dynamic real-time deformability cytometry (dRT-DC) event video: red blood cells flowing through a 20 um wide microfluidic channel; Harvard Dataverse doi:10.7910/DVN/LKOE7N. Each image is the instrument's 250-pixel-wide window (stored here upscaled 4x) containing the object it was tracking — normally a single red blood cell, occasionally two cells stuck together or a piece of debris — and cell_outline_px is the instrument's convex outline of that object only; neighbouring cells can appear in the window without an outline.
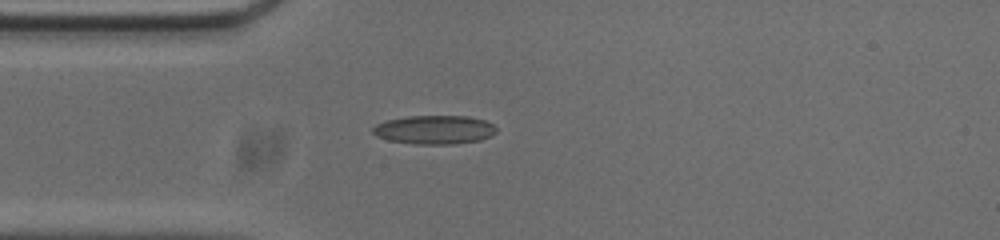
{"species": "common noctule bat (a hibernating species)", "species_latin": "Nyctalus noctula", "temperature_condition": "cold", "stored_images_in_passage": 41, "camera_frame_rate_fps": 3000, "um_per_image_px": 0.085, "animal": {"sex": "male", "body_mass_g": 20.0, "forearm_length_mm": 53.3}, "frame": {"image": 1, "passage_image": 1, "time_ms": 0.0, "image_size_px": [1000, 240], "cell_outline_px": [[496, 132], [492, 136], [480, 140], [456, 144], [416, 144], [388, 140], [376, 136], [372, 132], [372, 128], [376, 124], [388, 120], [408, 116], [468, 116], [484, 120], [492, 124], [496, 128]], "centroid_in_image_um": [36.94, 11.03], "position_along_channel_um": 48.1, "area_um2": 20.75}}
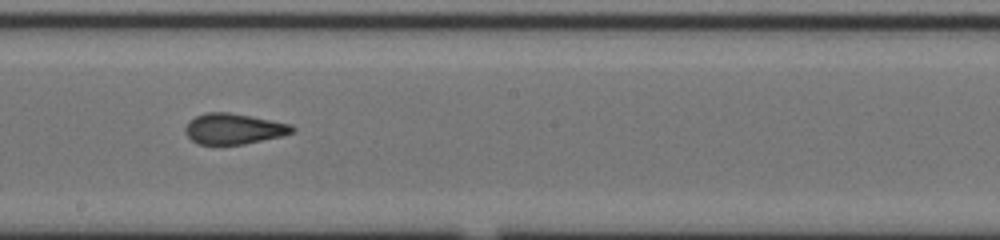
{"frame": {"image": 2, "passage_image": 16, "time_ms": 5.0, "image_size_px": [1000, 240], "cell_outline_px": [[296, 132], [280, 136], [244, 144], [200, 144], [192, 140], [184, 132], [184, 128], [188, 120], [196, 116], [208, 112], [228, 112], [272, 120], [292, 124], [296, 128]], "centroid_in_image_um": [19.87, 10.94], "position_along_channel_um": 228.3, "area_um2": 19.13}}
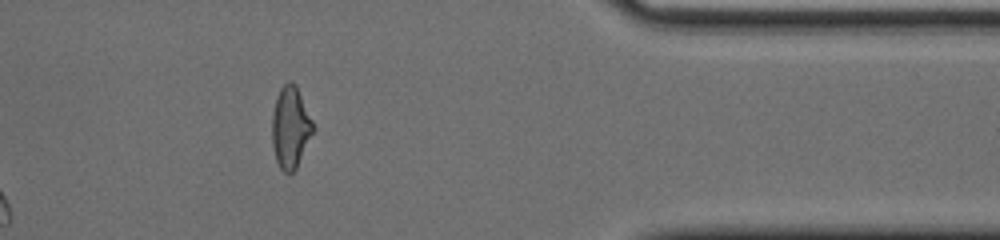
{"frame": {"image": 3, "passage_image": 31, "time_ms": 10.0, "image_size_px": [1000, 240], "cell_outline_px": [[316, 128], [296, 168], [292, 172], [284, 172], [280, 168], [276, 160], [272, 144], [272, 116], [276, 96], [280, 88], [288, 80], [292, 80], [296, 84]], "centroid_in_image_um": [24.7, 10.79], "position_along_channel_um": 386.7, "area_um2": 19.71}, "authors_computed_cell_mechanics": {"area_um2": 19.363, "velocity_mm_per_s": 3.7224, "shape_relaxation_time_tau1_ms": null, "shape_relaxation_time_tau2_ms": 2.1451, "deformation_change_tau1": null, "deformation_change_tau2": 0.1142}}